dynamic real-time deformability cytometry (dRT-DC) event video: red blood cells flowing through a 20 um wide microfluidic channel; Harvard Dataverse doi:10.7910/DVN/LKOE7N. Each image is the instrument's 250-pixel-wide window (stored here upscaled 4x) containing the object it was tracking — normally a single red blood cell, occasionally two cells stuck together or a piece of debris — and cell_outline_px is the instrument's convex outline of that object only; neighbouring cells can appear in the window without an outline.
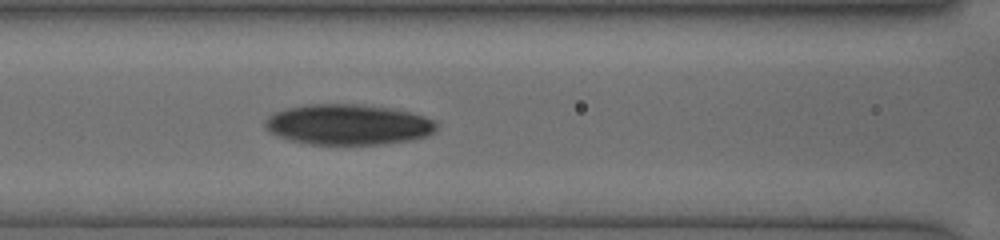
{"species": "human", "species_latin": "Homo sapiens", "temperature_condition": "cold", "stored_images_in_passage": 23, "camera_frame_rate_fps": 3000, "um_per_image_px": 0.085, "donor": {"sex": "female"}, "frame": {"image": 1, "passage_image": 23, "time_ms": 8.333, "image_size_px": [1000, 240], "cell_outline_px": [[440, 124], [428, 136], [412, 140], [384, 144], [308, 144], [288, 140], [268, 132], [264, 128], [264, 124], [268, 116], [276, 112], [288, 108], [308, 104], [360, 104], [392, 108], [424, 116], [436, 120]], "centroid_in_image_um": [29.6, 10.59], "position_along_channel_um": 137.0, "area_um2": 40.81}}